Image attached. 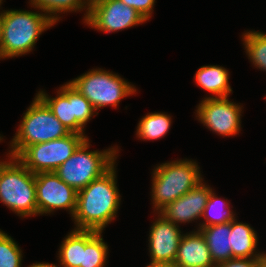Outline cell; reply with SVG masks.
<instances>
[{"label":"cell","mask_w":266,"mask_h":267,"mask_svg":"<svg viewBox=\"0 0 266 267\" xmlns=\"http://www.w3.org/2000/svg\"><path fill=\"white\" fill-rule=\"evenodd\" d=\"M228 205V202L218 198L215 193L211 191L202 215L205 222L199 226L208 227L211 225L228 223L234 220L235 214H233V211L230 210Z\"/></svg>","instance_id":"23"},{"label":"cell","mask_w":266,"mask_h":267,"mask_svg":"<svg viewBox=\"0 0 266 267\" xmlns=\"http://www.w3.org/2000/svg\"><path fill=\"white\" fill-rule=\"evenodd\" d=\"M102 232L85 230V251L80 267H104L108 246L102 238Z\"/></svg>","instance_id":"20"},{"label":"cell","mask_w":266,"mask_h":267,"mask_svg":"<svg viewBox=\"0 0 266 267\" xmlns=\"http://www.w3.org/2000/svg\"><path fill=\"white\" fill-rule=\"evenodd\" d=\"M70 133L36 95L10 143L9 155L17 157L28 146L66 137Z\"/></svg>","instance_id":"5"},{"label":"cell","mask_w":266,"mask_h":267,"mask_svg":"<svg viewBox=\"0 0 266 267\" xmlns=\"http://www.w3.org/2000/svg\"><path fill=\"white\" fill-rule=\"evenodd\" d=\"M115 164L102 176L77 192L76 210L72 218L76 230L103 229L116 217L120 205Z\"/></svg>","instance_id":"1"},{"label":"cell","mask_w":266,"mask_h":267,"mask_svg":"<svg viewBox=\"0 0 266 267\" xmlns=\"http://www.w3.org/2000/svg\"><path fill=\"white\" fill-rule=\"evenodd\" d=\"M57 94L51 98L39 91L37 96L71 133L84 135V126L96 111L93 105L69 82L60 87Z\"/></svg>","instance_id":"8"},{"label":"cell","mask_w":266,"mask_h":267,"mask_svg":"<svg viewBox=\"0 0 266 267\" xmlns=\"http://www.w3.org/2000/svg\"><path fill=\"white\" fill-rule=\"evenodd\" d=\"M259 259L233 258L228 261L217 264L215 267H257Z\"/></svg>","instance_id":"27"},{"label":"cell","mask_w":266,"mask_h":267,"mask_svg":"<svg viewBox=\"0 0 266 267\" xmlns=\"http://www.w3.org/2000/svg\"><path fill=\"white\" fill-rule=\"evenodd\" d=\"M228 79V70L217 65L202 66L195 73L196 84L215 95L209 98L228 97L232 92Z\"/></svg>","instance_id":"18"},{"label":"cell","mask_w":266,"mask_h":267,"mask_svg":"<svg viewBox=\"0 0 266 267\" xmlns=\"http://www.w3.org/2000/svg\"><path fill=\"white\" fill-rule=\"evenodd\" d=\"M246 53L253 64L266 71V34L258 31H249L242 37Z\"/></svg>","instance_id":"24"},{"label":"cell","mask_w":266,"mask_h":267,"mask_svg":"<svg viewBox=\"0 0 266 267\" xmlns=\"http://www.w3.org/2000/svg\"><path fill=\"white\" fill-rule=\"evenodd\" d=\"M240 105L229 101L228 97L202 100L196 110V117L210 131L222 136H234L240 131Z\"/></svg>","instance_id":"11"},{"label":"cell","mask_w":266,"mask_h":267,"mask_svg":"<svg viewBox=\"0 0 266 267\" xmlns=\"http://www.w3.org/2000/svg\"><path fill=\"white\" fill-rule=\"evenodd\" d=\"M146 22L132 7L120 0H90L89 15L84 23L102 32H115Z\"/></svg>","instance_id":"10"},{"label":"cell","mask_w":266,"mask_h":267,"mask_svg":"<svg viewBox=\"0 0 266 267\" xmlns=\"http://www.w3.org/2000/svg\"><path fill=\"white\" fill-rule=\"evenodd\" d=\"M257 267H266V253L259 258Z\"/></svg>","instance_id":"29"},{"label":"cell","mask_w":266,"mask_h":267,"mask_svg":"<svg viewBox=\"0 0 266 267\" xmlns=\"http://www.w3.org/2000/svg\"><path fill=\"white\" fill-rule=\"evenodd\" d=\"M212 188L200 182L189 192L166 205L158 214L174 223H186L202 217ZM177 223V224H176Z\"/></svg>","instance_id":"14"},{"label":"cell","mask_w":266,"mask_h":267,"mask_svg":"<svg viewBox=\"0 0 266 267\" xmlns=\"http://www.w3.org/2000/svg\"><path fill=\"white\" fill-rule=\"evenodd\" d=\"M85 251V230H72L63 239L59 250V262L63 267H80Z\"/></svg>","instance_id":"19"},{"label":"cell","mask_w":266,"mask_h":267,"mask_svg":"<svg viewBox=\"0 0 266 267\" xmlns=\"http://www.w3.org/2000/svg\"><path fill=\"white\" fill-rule=\"evenodd\" d=\"M38 214H49L57 209H67L74 215L77 191L62 181L55 172L35 174Z\"/></svg>","instance_id":"12"},{"label":"cell","mask_w":266,"mask_h":267,"mask_svg":"<svg viewBox=\"0 0 266 267\" xmlns=\"http://www.w3.org/2000/svg\"><path fill=\"white\" fill-rule=\"evenodd\" d=\"M134 8L146 21L151 17L155 0H120Z\"/></svg>","instance_id":"26"},{"label":"cell","mask_w":266,"mask_h":267,"mask_svg":"<svg viewBox=\"0 0 266 267\" xmlns=\"http://www.w3.org/2000/svg\"><path fill=\"white\" fill-rule=\"evenodd\" d=\"M231 221V251L233 258L259 259L264 253H255L258 236L256 231L246 223Z\"/></svg>","instance_id":"17"},{"label":"cell","mask_w":266,"mask_h":267,"mask_svg":"<svg viewBox=\"0 0 266 267\" xmlns=\"http://www.w3.org/2000/svg\"><path fill=\"white\" fill-rule=\"evenodd\" d=\"M179 267H215L207 243L199 230L184 234L174 261Z\"/></svg>","instance_id":"15"},{"label":"cell","mask_w":266,"mask_h":267,"mask_svg":"<svg viewBox=\"0 0 266 267\" xmlns=\"http://www.w3.org/2000/svg\"><path fill=\"white\" fill-rule=\"evenodd\" d=\"M29 267H58V266L49 263H34Z\"/></svg>","instance_id":"30"},{"label":"cell","mask_w":266,"mask_h":267,"mask_svg":"<svg viewBox=\"0 0 266 267\" xmlns=\"http://www.w3.org/2000/svg\"><path fill=\"white\" fill-rule=\"evenodd\" d=\"M22 258L18 244L0 229V267H21Z\"/></svg>","instance_id":"25"},{"label":"cell","mask_w":266,"mask_h":267,"mask_svg":"<svg viewBox=\"0 0 266 267\" xmlns=\"http://www.w3.org/2000/svg\"><path fill=\"white\" fill-rule=\"evenodd\" d=\"M30 5L35 9H39L54 22L59 21L57 13H65L72 11L86 10L84 21L89 15L90 0H30Z\"/></svg>","instance_id":"21"},{"label":"cell","mask_w":266,"mask_h":267,"mask_svg":"<svg viewBox=\"0 0 266 267\" xmlns=\"http://www.w3.org/2000/svg\"><path fill=\"white\" fill-rule=\"evenodd\" d=\"M171 122L165 113H149L139 121L136 134L143 140L160 139L169 131Z\"/></svg>","instance_id":"22"},{"label":"cell","mask_w":266,"mask_h":267,"mask_svg":"<svg viewBox=\"0 0 266 267\" xmlns=\"http://www.w3.org/2000/svg\"><path fill=\"white\" fill-rule=\"evenodd\" d=\"M69 83L93 105L96 111L107 105L117 107L122 98L137 91L134 85L119 75L103 69H92Z\"/></svg>","instance_id":"7"},{"label":"cell","mask_w":266,"mask_h":267,"mask_svg":"<svg viewBox=\"0 0 266 267\" xmlns=\"http://www.w3.org/2000/svg\"><path fill=\"white\" fill-rule=\"evenodd\" d=\"M55 23L42 11L6 10L0 13V59L32 51L40 34Z\"/></svg>","instance_id":"2"},{"label":"cell","mask_w":266,"mask_h":267,"mask_svg":"<svg viewBox=\"0 0 266 267\" xmlns=\"http://www.w3.org/2000/svg\"><path fill=\"white\" fill-rule=\"evenodd\" d=\"M200 167L191 160H176L153 169L152 200L156 211L177 200L202 182Z\"/></svg>","instance_id":"4"},{"label":"cell","mask_w":266,"mask_h":267,"mask_svg":"<svg viewBox=\"0 0 266 267\" xmlns=\"http://www.w3.org/2000/svg\"><path fill=\"white\" fill-rule=\"evenodd\" d=\"M89 147V139L86 138L71 157L54 171L62 181L77 192L107 172L117 158L118 150L114 147L105 149L103 152L88 151Z\"/></svg>","instance_id":"6"},{"label":"cell","mask_w":266,"mask_h":267,"mask_svg":"<svg viewBox=\"0 0 266 267\" xmlns=\"http://www.w3.org/2000/svg\"><path fill=\"white\" fill-rule=\"evenodd\" d=\"M146 267H179L175 262L171 263H155L149 264Z\"/></svg>","instance_id":"28"},{"label":"cell","mask_w":266,"mask_h":267,"mask_svg":"<svg viewBox=\"0 0 266 267\" xmlns=\"http://www.w3.org/2000/svg\"><path fill=\"white\" fill-rule=\"evenodd\" d=\"M209 248L213 262L217 265L233 259L231 251V222L199 227Z\"/></svg>","instance_id":"16"},{"label":"cell","mask_w":266,"mask_h":267,"mask_svg":"<svg viewBox=\"0 0 266 267\" xmlns=\"http://www.w3.org/2000/svg\"><path fill=\"white\" fill-rule=\"evenodd\" d=\"M88 138L70 133L66 137L26 147L16 158L32 173L54 172Z\"/></svg>","instance_id":"9"},{"label":"cell","mask_w":266,"mask_h":267,"mask_svg":"<svg viewBox=\"0 0 266 267\" xmlns=\"http://www.w3.org/2000/svg\"><path fill=\"white\" fill-rule=\"evenodd\" d=\"M150 264L175 261L178 246L184 234L178 225L166 220L162 215L151 226L149 232Z\"/></svg>","instance_id":"13"},{"label":"cell","mask_w":266,"mask_h":267,"mask_svg":"<svg viewBox=\"0 0 266 267\" xmlns=\"http://www.w3.org/2000/svg\"><path fill=\"white\" fill-rule=\"evenodd\" d=\"M0 161V201L21 217L38 215L35 174L16 157Z\"/></svg>","instance_id":"3"}]
</instances>
